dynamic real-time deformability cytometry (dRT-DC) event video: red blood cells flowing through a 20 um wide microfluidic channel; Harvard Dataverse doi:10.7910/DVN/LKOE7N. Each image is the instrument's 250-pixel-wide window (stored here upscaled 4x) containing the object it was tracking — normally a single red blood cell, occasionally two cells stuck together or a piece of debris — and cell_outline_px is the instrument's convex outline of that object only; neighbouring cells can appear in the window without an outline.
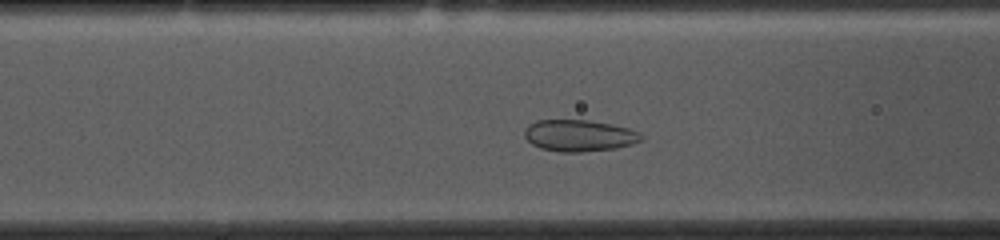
{"species": "common noctule bat (a hibernating species)", "species_latin": "Nyctalus noctula", "temperature_condition": "cold", "stored_images_in_passage": 41, "camera_frame_rate_fps": 3000, "um_per_image_px": 0.085, "animal": {"sex": "female", "body_mass_g": 10.0, "forearm_length_mm": 53.1}, "frame": {"image": 1, "passage_image": 15, "time_ms": 4.667, "image_size_px": [1000, 240], "cell_outline_px": [[644, 140], [632, 144], [616, 148], [580, 152], [560, 152], [540, 148], [532, 144], [524, 136], [524, 128], [528, 124], [536, 120], [588, 120], [612, 124], [628, 128], [640, 132], [644, 136]], "centroid_in_image_um": [49.24, 11.52], "position_along_channel_um": 117.4, "area_um2": 21.73}}
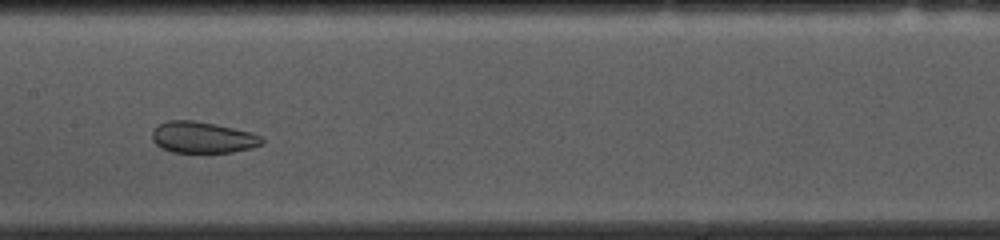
{"frame": {"image": 2, "passage_image": 21, "time_ms": 6.667, "image_size_px": [1000, 240], "cell_outline_px": [[264, 144], [252, 148], [232, 152], [172, 152], [160, 148], [152, 140], [152, 132], [160, 124], [168, 120], [196, 120], [216, 124], [252, 132], [260, 136], [264, 140]], "centroid_in_image_um": [17.24, 11.68], "position_along_channel_um": 190.2, "area_um2": 20.17}}
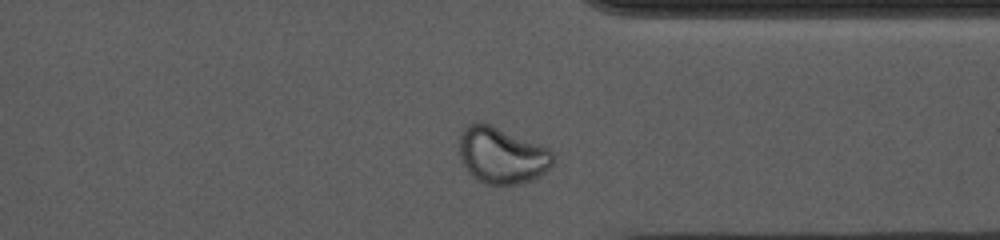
{"frame": {"image": 3, "passage_image": 36, "time_ms": 11.667, "image_size_px": [1000, 240], "cell_outline_px": [[556, 156], [552, 164], [544, 172], [532, 180], [520, 184], [488, 184], [472, 176], [468, 172], [460, 156], [460, 132], [468, 124], [476, 120], [488, 124], [548, 148]], "centroid_in_image_um": [42.65, 13.2], "position_along_channel_um": 368.8, "area_um2": 30.46}, "authors_computed_cell_mechanics": {"area_um2": 22.8888, "velocity_mm_per_s": 3.6275, "shape_relaxation_time_tau1_ms": null, "shape_relaxation_time_tau2_ms": 1.0458, "deformation_change_tau1": null, "deformation_change_tau2": 0.0599}}